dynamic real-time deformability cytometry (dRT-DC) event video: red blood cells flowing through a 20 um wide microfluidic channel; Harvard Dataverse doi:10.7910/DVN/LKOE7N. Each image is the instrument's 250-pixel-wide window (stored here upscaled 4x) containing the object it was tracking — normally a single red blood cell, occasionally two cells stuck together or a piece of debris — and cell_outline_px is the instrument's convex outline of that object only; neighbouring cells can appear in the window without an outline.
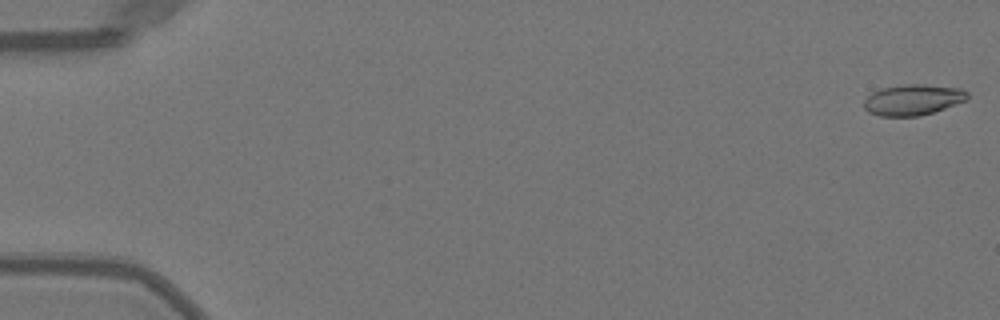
{"species": "Egyptian fruit bat (a non-hibernating species)", "species_latin": "Rousettus aegyptiacus", "temperature_condition": "warm", "stored_images_in_passage": 51, "camera_frame_rate_fps": 3000, "um_per_image_px": 0.085, "animal": {"sex": "female"}, "frame": {"image": 1, "passage_image": 1, "time_ms": 0.0, "image_size_px": [1000, 320], "cell_outline_px": [[968, 96], [964, 100], [956, 104], [920, 116], [880, 116], [868, 112], [864, 108], [864, 100], [872, 92], [884, 88], [908, 84], [924, 84], [960, 88], [968, 92]], "centroid_in_image_um": [77.58, 8.48], "position_along_channel_um": 7.4, "area_um2": 18.38}}
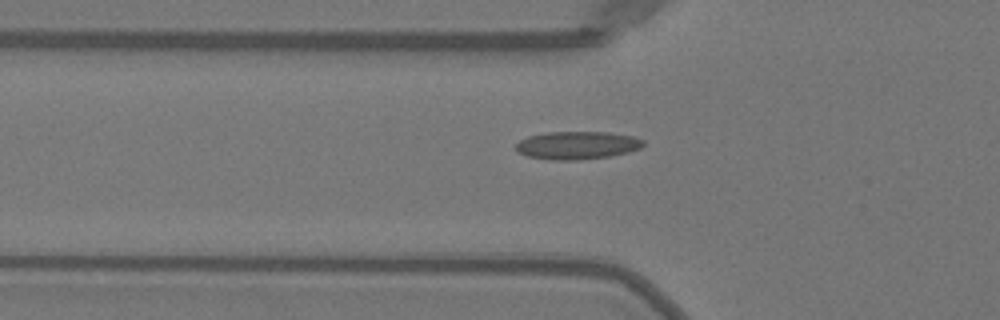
{"frame": {"image": 2, "passage_image": 18, "time_ms": 5.667, "image_size_px": [1000, 320], "cell_outline_px": [[644, 144], [640, 148], [628, 152], [608, 156], [580, 160], [552, 160], [528, 156], [516, 152], [516, 144], [520, 140], [528, 136], [548, 132], [608, 132], [632, 136], [644, 140]], "centroid_in_image_um": [49.04, 12.35], "position_along_channel_um": 76.8, "area_um2": 20.69}}
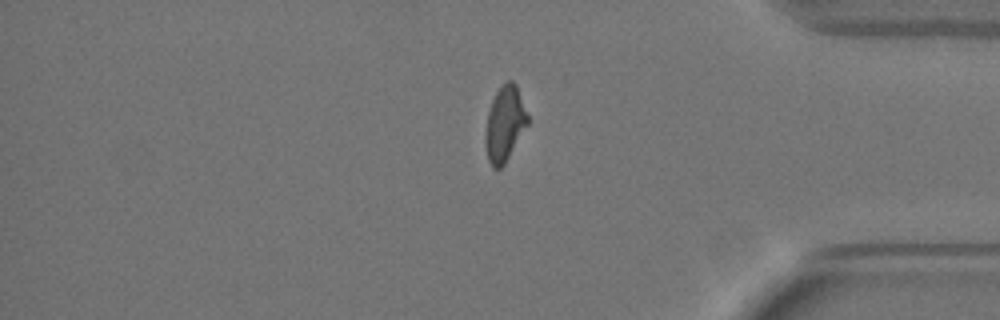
{"frame": {"image": 3, "passage_image": 43, "time_ms": 14.0, "image_size_px": [1000, 320], "cell_outline_px": [[528, 124], [504, 164], [500, 168], [492, 168], [488, 160], [484, 144], [484, 132], [488, 112], [492, 100], [496, 92], [508, 80], [512, 80], [516, 84], [528, 116]], "centroid_in_image_um": [42.87, 10.54], "position_along_channel_um": 392.3, "area_um2": 18.44}, "authors_computed_cell_mechanics": {"area_um2": 18.9006, "velocity_mm_per_s": 4.0375, "shape_relaxation_time_tau1_ms": null, "shape_relaxation_time_tau2_ms": 1.3695, "deformation_change_tau1": null, "deformation_change_tau2": 0.0763}}